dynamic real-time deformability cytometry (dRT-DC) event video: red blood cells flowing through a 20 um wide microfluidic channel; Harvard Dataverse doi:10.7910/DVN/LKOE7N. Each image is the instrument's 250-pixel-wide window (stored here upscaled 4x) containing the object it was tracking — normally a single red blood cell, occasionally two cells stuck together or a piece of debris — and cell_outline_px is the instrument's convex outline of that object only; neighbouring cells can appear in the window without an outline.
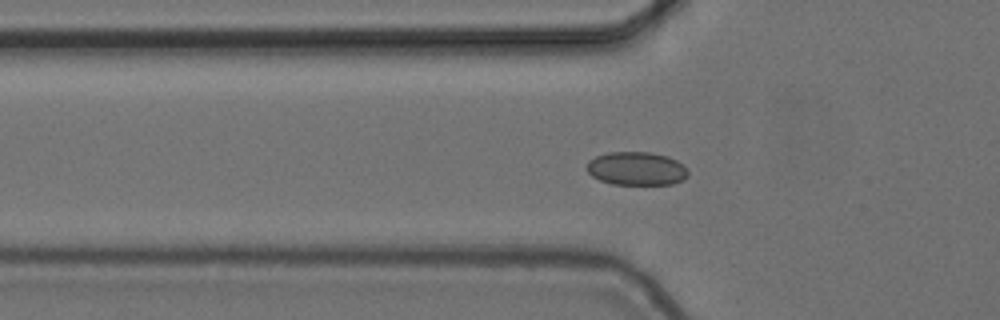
{"species": "common noctule bat (a hibernating species)", "species_latin": "Nyctalus noctula", "temperature_condition": "cold", "stored_images_in_passage": 39, "camera_frame_rate_fps": 3000, "um_per_image_px": 0.085, "animal": {"sex": "female", "body_mass_g": 24.6, "forearm_length_mm": 56.2}, "frame": {"image": 1, "passage_image": 2, "time_ms": 0.333, "image_size_px": [1000, 320], "cell_outline_px": [[688, 176], [684, 180], [672, 184], [612, 184], [600, 180], [592, 176], [588, 172], [588, 160], [596, 156], [608, 152], [652, 152], [668, 156], [676, 160], [688, 168]], "centroid_in_image_um": [54.13, 14.32], "position_along_channel_um": 71.7, "area_um2": 19.83}}
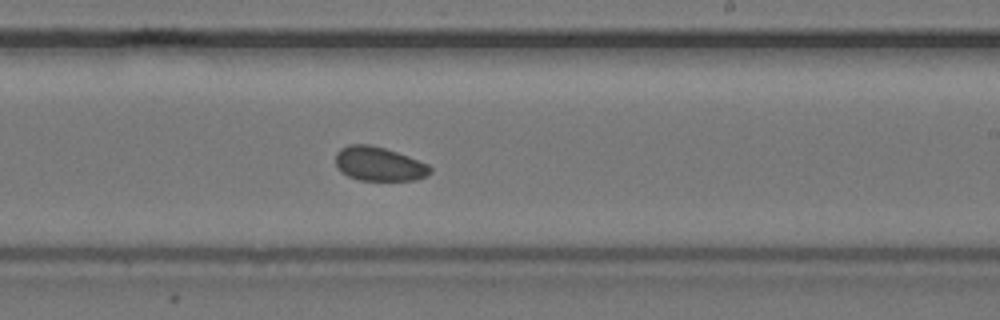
{"frame": {"image": 2, "passage_image": 17, "time_ms": 5.333, "image_size_px": [1000, 320], "cell_outline_px": [[432, 172], [428, 176], [416, 180], [360, 180], [348, 176], [340, 172], [336, 164], [336, 152], [340, 148], [348, 144], [368, 144], [384, 148], [408, 156], [428, 164], [432, 168]], "centroid_in_image_um": [32.21, 13.94], "position_along_channel_um": 256.8, "area_um2": 18.9}}
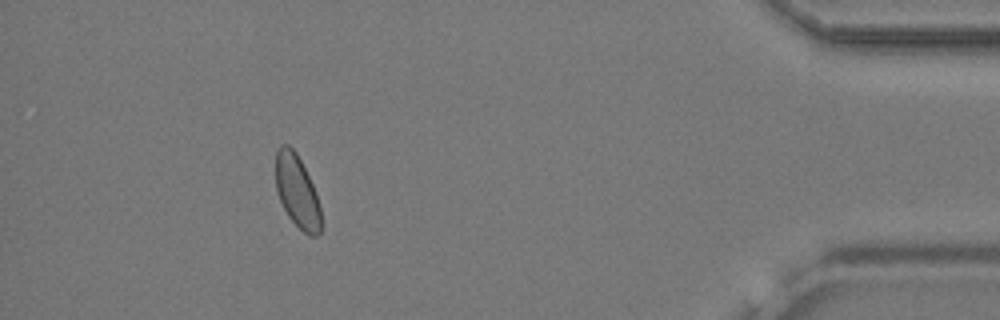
{"frame": {"image": 3, "passage_image": 34, "time_ms": 11.0, "image_size_px": [1000, 320], "cell_outline_px": [[320, 232], [316, 236], [308, 236], [288, 216], [280, 200], [276, 188], [276, 152], [280, 144], [288, 144], [296, 152], [316, 192], [320, 208]], "centroid_in_image_um": [25.24, 16.25], "position_along_channel_um": 410.0, "area_um2": 18.9}, "authors_computed_cell_mechanics": {"area_um2": 19.1896, "velocity_mm_per_s": 3.6873, "shape_relaxation_time_tau1_ms": null, "shape_relaxation_time_tau2_ms": 4.3598, "deformation_change_tau1": null, "deformation_change_tau2": 0.0598}}